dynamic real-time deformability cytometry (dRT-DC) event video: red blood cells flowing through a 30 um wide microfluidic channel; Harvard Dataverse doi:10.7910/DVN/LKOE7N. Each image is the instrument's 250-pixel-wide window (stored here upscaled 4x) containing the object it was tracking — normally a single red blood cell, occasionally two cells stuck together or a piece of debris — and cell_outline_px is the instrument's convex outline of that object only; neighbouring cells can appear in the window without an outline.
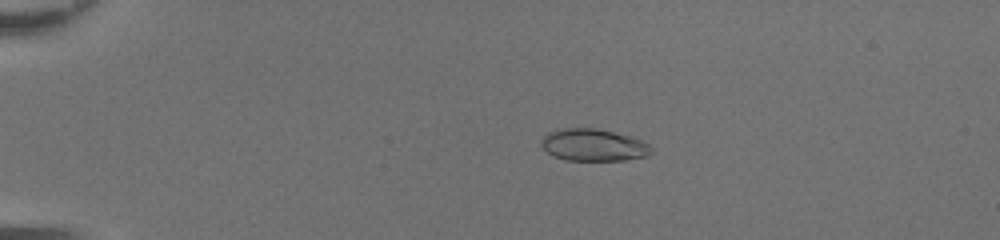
{"species": "common noctule bat (a hibernating species)", "species_latin": "Nyctalus noctula", "temperature_condition": "room temperature", "stored_images_in_passage": 49, "camera_frame_rate_fps": 3000, "um_per_image_px": 0.085, "animal": {"sex": "female", "body_mass_g": 20.0, "forearm_length_mm": 54.0}, "frame": {"image": 1, "passage_image": 12, "time_ms": 3.667, "image_size_px": [1000, 240], "cell_outline_px": [[652, 152], [648, 156], [624, 160], [564, 160], [552, 156], [540, 144], [540, 140], [548, 132], [560, 128], [596, 128], [632, 136], [648, 144], [652, 148]], "centroid_in_image_um": [50.43, 12.32], "position_along_channel_um": 34.6, "area_um2": 20.75}}
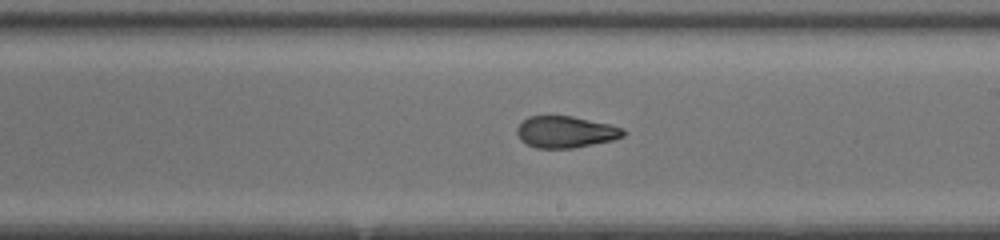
{"frame": {"image": 2, "passage_image": 31, "time_ms": 10.0, "image_size_px": [1000, 240], "cell_outline_px": [[628, 132], [624, 136], [612, 140], [572, 148], [536, 148], [520, 140], [516, 132], [516, 128], [528, 116], [572, 116], [608, 124], [624, 128]], "centroid_in_image_um": [48.08, 11.21], "position_along_channel_um": 240.9, "area_um2": 19.54}}
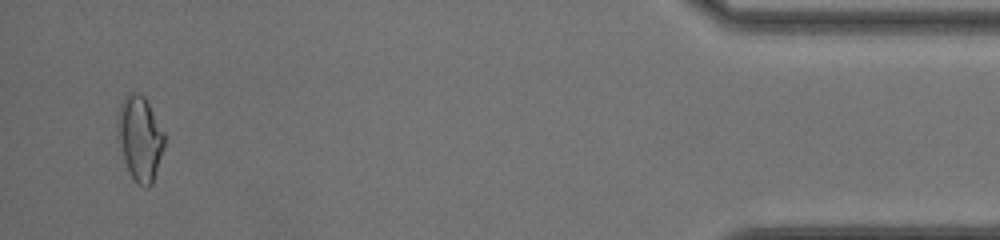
{"frame": {"image": 3, "passage_image": 48, "time_ms": 15.667, "image_size_px": [1000, 240], "cell_outline_px": [[164, 148], [152, 184], [148, 188], [144, 188], [132, 176], [124, 160], [116, 136], [116, 120], [120, 104], [124, 96], [128, 92], [136, 92], [144, 96], [148, 100], [164, 132]], "centroid_in_image_um": [11.87, 11.7], "position_along_channel_um": 423.3, "area_um2": 23.41}, "authors_computed_cell_mechanics": {"area_um2": 20.808, "velocity_mm_per_s": 4.3895, "shape_relaxation_time_tau1_ms": null, "shape_relaxation_time_tau2_ms": 1.11, "deformation_change_tau1": null, "deformation_change_tau2": 0.0645}}